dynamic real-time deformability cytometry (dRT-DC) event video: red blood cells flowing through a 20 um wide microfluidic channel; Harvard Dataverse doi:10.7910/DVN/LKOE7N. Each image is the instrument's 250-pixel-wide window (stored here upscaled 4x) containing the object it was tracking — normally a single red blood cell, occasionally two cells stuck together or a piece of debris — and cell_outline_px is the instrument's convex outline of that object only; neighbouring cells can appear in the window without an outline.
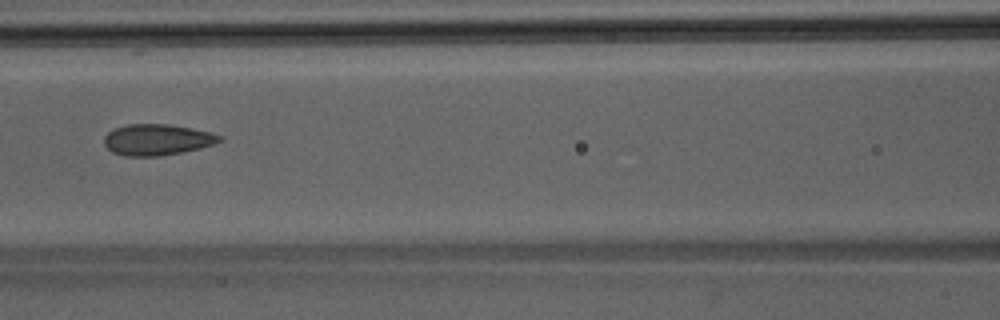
{"species": "Egyptian fruit bat (a non-hibernating species)", "species_latin": "Rousettus aegyptiacus", "temperature_condition": "room temperature", "stored_images_in_passage": 3, "camera_frame_rate_fps": 3000, "um_per_image_px": 0.085, "animal": {"sex": "male"}, "frame": {"image": 1, "passage_image": 3, "time_ms": 0.667, "image_size_px": [1000, 320], "cell_outline_px": [[224, 140], [200, 148], [184, 152], [160, 156], [124, 156], [112, 152], [104, 144], [104, 136], [108, 132], [116, 128], [128, 124], [172, 124], [212, 132], [224, 136]], "centroid_in_image_um": [13.39, 11.87], "position_along_channel_um": 153.2, "area_um2": 21.15}}